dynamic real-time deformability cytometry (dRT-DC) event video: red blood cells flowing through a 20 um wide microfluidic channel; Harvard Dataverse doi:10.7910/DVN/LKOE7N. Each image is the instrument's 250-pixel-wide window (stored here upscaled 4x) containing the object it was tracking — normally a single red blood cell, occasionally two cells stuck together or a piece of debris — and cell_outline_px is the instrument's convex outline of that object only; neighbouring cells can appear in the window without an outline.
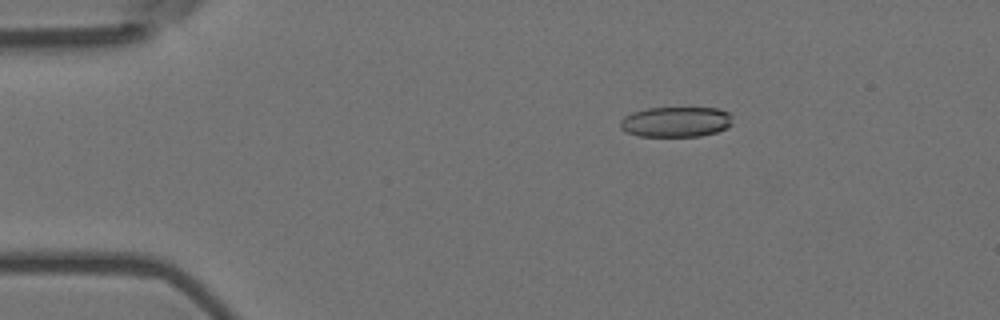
{"species": "Egyptian fruit bat (a non-hibernating species)", "species_latin": "Rousettus aegyptiacus", "temperature_condition": "room temperature", "stored_images_in_passage": 51, "camera_frame_rate_fps": 3000, "um_per_image_px": 0.085, "animal": {"sex": "female"}, "frame": {"image": 1, "passage_image": 6, "time_ms": 1.667, "image_size_px": [1000, 320], "cell_outline_px": [[732, 124], [728, 128], [716, 132], [700, 136], [640, 136], [628, 132], [620, 128], [620, 120], [624, 116], [632, 112], [648, 108], [720, 108], [728, 112], [732, 116]], "centroid_in_image_um": [57.48, 10.35], "position_along_channel_um": 27.5, "area_um2": 19.94}}
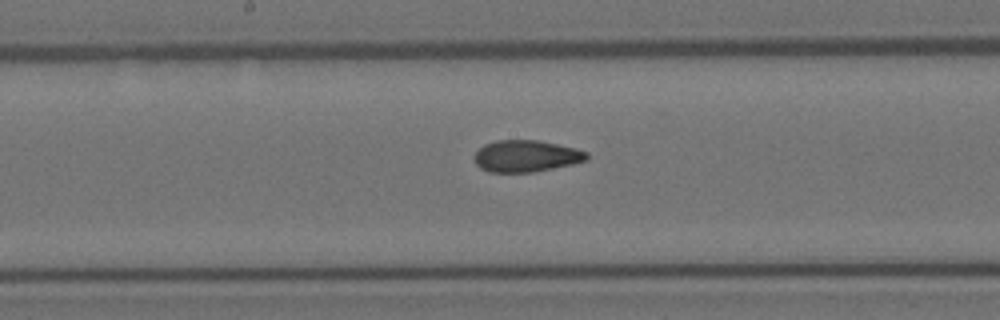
{"frame": {"image": 2, "passage_image": 25, "time_ms": 8.0, "image_size_px": [1000, 320], "cell_outline_px": [[588, 160], [572, 164], [532, 172], [488, 172], [480, 168], [476, 164], [476, 152], [484, 144], [496, 140], [540, 140], [576, 148], [588, 152]], "centroid_in_image_um": [44.74, 13.26], "position_along_channel_um": 203.5, "area_um2": 20.75}}
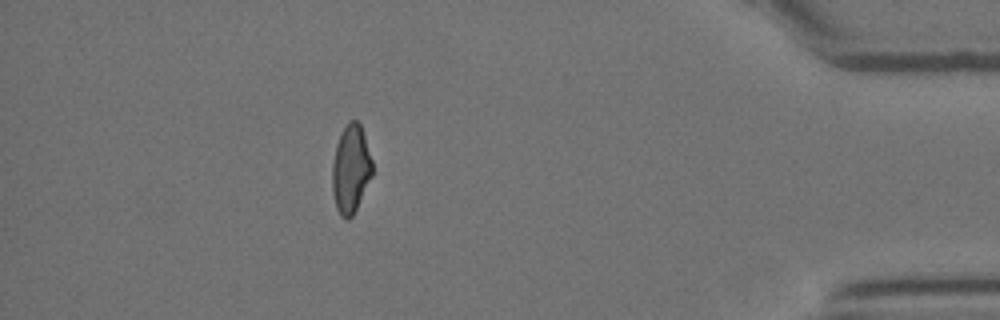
{"frame": {"image": 3, "passage_image": 45, "time_ms": 14.667, "image_size_px": [1000, 320], "cell_outline_px": [[372, 176], [352, 216], [348, 220], [344, 220], [340, 216], [336, 208], [332, 192], [332, 164], [336, 144], [340, 132], [348, 120], [356, 120], [360, 124], [372, 160]], "centroid_in_image_um": [29.79, 14.37], "position_along_channel_um": 405.4, "area_um2": 20.69}, "authors_computed_cell_mechanics": {"area_um2": 20.9236, "velocity_mm_per_s": 3.754, "shape_relaxation_time_tau1_ms": null, "shape_relaxation_time_tau2_ms": 2.0546, "deformation_change_tau1": null, "deformation_change_tau2": 0.0901}}